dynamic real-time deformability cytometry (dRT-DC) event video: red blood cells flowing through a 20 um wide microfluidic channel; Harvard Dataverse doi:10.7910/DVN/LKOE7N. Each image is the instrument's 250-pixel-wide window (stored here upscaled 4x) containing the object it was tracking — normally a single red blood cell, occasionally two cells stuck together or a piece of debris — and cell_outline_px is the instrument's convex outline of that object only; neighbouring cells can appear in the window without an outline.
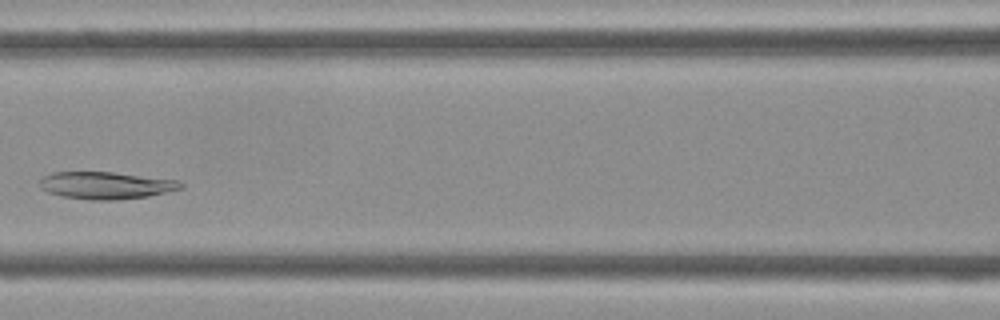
{"species": "Egyptian fruit bat (a non-hibernating species)", "species_latin": "Rousettus aegyptiacus", "temperature_condition": "cold", "stored_images_in_passage": 4, "camera_frame_rate_fps": 3000, "um_per_image_px": 0.085, "frame": {"image": 1, "passage_image": 4, "time_ms": 1.0, "image_size_px": [1000, 320], "cell_outline_px": [[184, 188], [148, 196], [112, 200], [88, 200], [60, 196], [48, 192], [40, 188], [40, 180], [44, 176], [52, 172], [112, 172], [180, 180], [184, 184]], "centroid_in_image_um": [9.02, 15.76], "position_along_channel_um": 157.6, "area_um2": 22.48}}